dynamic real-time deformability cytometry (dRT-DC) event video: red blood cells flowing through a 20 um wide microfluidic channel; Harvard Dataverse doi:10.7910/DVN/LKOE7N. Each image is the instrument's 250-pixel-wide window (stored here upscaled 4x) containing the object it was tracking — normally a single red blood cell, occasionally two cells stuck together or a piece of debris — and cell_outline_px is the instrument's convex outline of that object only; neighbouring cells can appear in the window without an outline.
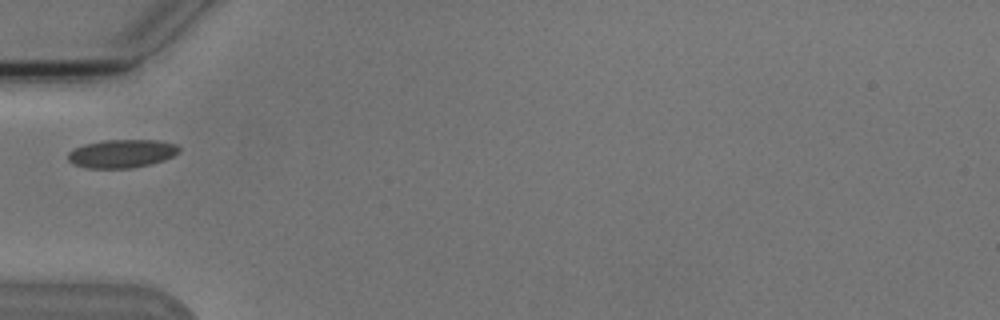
{"species": "Egyptian fruit bat (a non-hibernating species)", "species_latin": "Rousettus aegyptiacus", "temperature_condition": "cold", "stored_images_in_passage": 1, "camera_frame_rate_fps": 3000, "um_per_image_px": 0.085, "animal": {"sex": "male"}, "frame": {"image": 1, "passage_image": 1, "time_ms": 0.0, "image_size_px": [1000, 320], "cell_outline_px": [[180, 152], [164, 160], [132, 168], [88, 168], [72, 164], [68, 160], [68, 152], [72, 148], [84, 144], [100, 140], [160, 140], [176, 144], [180, 148]], "centroid_in_image_um": [10.32, 13.04], "position_along_channel_um": 74.7, "area_um2": 18.5}}